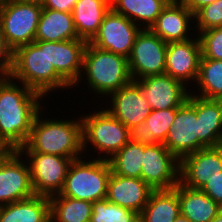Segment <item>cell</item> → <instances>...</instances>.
Wrapping results in <instances>:
<instances>
[{
    "label": "cell",
    "instance_id": "cell-1",
    "mask_svg": "<svg viewBox=\"0 0 222 222\" xmlns=\"http://www.w3.org/2000/svg\"><path fill=\"white\" fill-rule=\"evenodd\" d=\"M0 76V135L17 151L25 145L40 110L42 94L22 85V89ZM6 79V80H5Z\"/></svg>",
    "mask_w": 222,
    "mask_h": 222
},
{
    "label": "cell",
    "instance_id": "cell-2",
    "mask_svg": "<svg viewBox=\"0 0 222 222\" xmlns=\"http://www.w3.org/2000/svg\"><path fill=\"white\" fill-rule=\"evenodd\" d=\"M7 75L42 95L70 86L50 64L49 41H34L16 49Z\"/></svg>",
    "mask_w": 222,
    "mask_h": 222
},
{
    "label": "cell",
    "instance_id": "cell-3",
    "mask_svg": "<svg viewBox=\"0 0 222 222\" xmlns=\"http://www.w3.org/2000/svg\"><path fill=\"white\" fill-rule=\"evenodd\" d=\"M71 121L39 120L37 114L31 128L29 138L24 146L27 152L52 154L61 157L78 159L77 155L83 150L82 123Z\"/></svg>",
    "mask_w": 222,
    "mask_h": 222
},
{
    "label": "cell",
    "instance_id": "cell-4",
    "mask_svg": "<svg viewBox=\"0 0 222 222\" xmlns=\"http://www.w3.org/2000/svg\"><path fill=\"white\" fill-rule=\"evenodd\" d=\"M82 67L91 88L102 94H111L132 81L126 57L101 50L87 42Z\"/></svg>",
    "mask_w": 222,
    "mask_h": 222
},
{
    "label": "cell",
    "instance_id": "cell-5",
    "mask_svg": "<svg viewBox=\"0 0 222 222\" xmlns=\"http://www.w3.org/2000/svg\"><path fill=\"white\" fill-rule=\"evenodd\" d=\"M111 172L108 158L86 163L75 159L69 166L60 194L92 203L105 199Z\"/></svg>",
    "mask_w": 222,
    "mask_h": 222
},
{
    "label": "cell",
    "instance_id": "cell-6",
    "mask_svg": "<svg viewBox=\"0 0 222 222\" xmlns=\"http://www.w3.org/2000/svg\"><path fill=\"white\" fill-rule=\"evenodd\" d=\"M41 10L40 3L15 0H10L0 9L3 36L12 52L35 41Z\"/></svg>",
    "mask_w": 222,
    "mask_h": 222
},
{
    "label": "cell",
    "instance_id": "cell-7",
    "mask_svg": "<svg viewBox=\"0 0 222 222\" xmlns=\"http://www.w3.org/2000/svg\"><path fill=\"white\" fill-rule=\"evenodd\" d=\"M81 123L83 148L89 140L98 150L114 155L130 141V129L107 110L86 116Z\"/></svg>",
    "mask_w": 222,
    "mask_h": 222
},
{
    "label": "cell",
    "instance_id": "cell-8",
    "mask_svg": "<svg viewBox=\"0 0 222 222\" xmlns=\"http://www.w3.org/2000/svg\"><path fill=\"white\" fill-rule=\"evenodd\" d=\"M141 29L127 58L132 80L165 73L167 43L150 29Z\"/></svg>",
    "mask_w": 222,
    "mask_h": 222
},
{
    "label": "cell",
    "instance_id": "cell-9",
    "mask_svg": "<svg viewBox=\"0 0 222 222\" xmlns=\"http://www.w3.org/2000/svg\"><path fill=\"white\" fill-rule=\"evenodd\" d=\"M134 21L113 11L105 14L98 33L89 42L101 50L129 57L140 28Z\"/></svg>",
    "mask_w": 222,
    "mask_h": 222
},
{
    "label": "cell",
    "instance_id": "cell-10",
    "mask_svg": "<svg viewBox=\"0 0 222 222\" xmlns=\"http://www.w3.org/2000/svg\"><path fill=\"white\" fill-rule=\"evenodd\" d=\"M31 158L30 174L35 195L51 197L63 189L72 158L27 152Z\"/></svg>",
    "mask_w": 222,
    "mask_h": 222
},
{
    "label": "cell",
    "instance_id": "cell-11",
    "mask_svg": "<svg viewBox=\"0 0 222 222\" xmlns=\"http://www.w3.org/2000/svg\"><path fill=\"white\" fill-rule=\"evenodd\" d=\"M179 161L163 143L145 145L141 179L153 190L172 189L180 182Z\"/></svg>",
    "mask_w": 222,
    "mask_h": 222
},
{
    "label": "cell",
    "instance_id": "cell-12",
    "mask_svg": "<svg viewBox=\"0 0 222 222\" xmlns=\"http://www.w3.org/2000/svg\"><path fill=\"white\" fill-rule=\"evenodd\" d=\"M167 149L179 160L199 150V127L196 109L186 101L177 108L165 142Z\"/></svg>",
    "mask_w": 222,
    "mask_h": 222
},
{
    "label": "cell",
    "instance_id": "cell-13",
    "mask_svg": "<svg viewBox=\"0 0 222 222\" xmlns=\"http://www.w3.org/2000/svg\"><path fill=\"white\" fill-rule=\"evenodd\" d=\"M179 165L180 183L201 189L208 179L222 172V151L218 147L204 148L182 157Z\"/></svg>",
    "mask_w": 222,
    "mask_h": 222
},
{
    "label": "cell",
    "instance_id": "cell-14",
    "mask_svg": "<svg viewBox=\"0 0 222 222\" xmlns=\"http://www.w3.org/2000/svg\"><path fill=\"white\" fill-rule=\"evenodd\" d=\"M134 81L139 85L152 110L178 108L188 100L190 95L185 91L182 82L166 73Z\"/></svg>",
    "mask_w": 222,
    "mask_h": 222
},
{
    "label": "cell",
    "instance_id": "cell-15",
    "mask_svg": "<svg viewBox=\"0 0 222 222\" xmlns=\"http://www.w3.org/2000/svg\"><path fill=\"white\" fill-rule=\"evenodd\" d=\"M21 153L15 151L7 160L0 163V203L17 202L35 195L30 167L20 162Z\"/></svg>",
    "mask_w": 222,
    "mask_h": 222
},
{
    "label": "cell",
    "instance_id": "cell-16",
    "mask_svg": "<svg viewBox=\"0 0 222 222\" xmlns=\"http://www.w3.org/2000/svg\"><path fill=\"white\" fill-rule=\"evenodd\" d=\"M111 94L113 108L107 111L128 129L144 123L152 111L148 100L134 80Z\"/></svg>",
    "mask_w": 222,
    "mask_h": 222
},
{
    "label": "cell",
    "instance_id": "cell-17",
    "mask_svg": "<svg viewBox=\"0 0 222 222\" xmlns=\"http://www.w3.org/2000/svg\"><path fill=\"white\" fill-rule=\"evenodd\" d=\"M152 191L153 189L141 178L125 177L111 172L106 199L140 214Z\"/></svg>",
    "mask_w": 222,
    "mask_h": 222
},
{
    "label": "cell",
    "instance_id": "cell-18",
    "mask_svg": "<svg viewBox=\"0 0 222 222\" xmlns=\"http://www.w3.org/2000/svg\"><path fill=\"white\" fill-rule=\"evenodd\" d=\"M200 58L199 39L167 43L165 73L182 83L197 79Z\"/></svg>",
    "mask_w": 222,
    "mask_h": 222
},
{
    "label": "cell",
    "instance_id": "cell-19",
    "mask_svg": "<svg viewBox=\"0 0 222 222\" xmlns=\"http://www.w3.org/2000/svg\"><path fill=\"white\" fill-rule=\"evenodd\" d=\"M87 42L83 39L67 41H49L50 64L56 72L71 86L78 83L83 53Z\"/></svg>",
    "mask_w": 222,
    "mask_h": 222
},
{
    "label": "cell",
    "instance_id": "cell-20",
    "mask_svg": "<svg viewBox=\"0 0 222 222\" xmlns=\"http://www.w3.org/2000/svg\"><path fill=\"white\" fill-rule=\"evenodd\" d=\"M187 101L196 109L199 150L217 147L222 134V100L189 95Z\"/></svg>",
    "mask_w": 222,
    "mask_h": 222
},
{
    "label": "cell",
    "instance_id": "cell-21",
    "mask_svg": "<svg viewBox=\"0 0 222 222\" xmlns=\"http://www.w3.org/2000/svg\"><path fill=\"white\" fill-rule=\"evenodd\" d=\"M194 14L181 0H170L150 30L166 43L187 41L188 21Z\"/></svg>",
    "mask_w": 222,
    "mask_h": 222
},
{
    "label": "cell",
    "instance_id": "cell-22",
    "mask_svg": "<svg viewBox=\"0 0 222 222\" xmlns=\"http://www.w3.org/2000/svg\"><path fill=\"white\" fill-rule=\"evenodd\" d=\"M181 215L190 222H210L222 208L200 189L177 184Z\"/></svg>",
    "mask_w": 222,
    "mask_h": 222
},
{
    "label": "cell",
    "instance_id": "cell-23",
    "mask_svg": "<svg viewBox=\"0 0 222 222\" xmlns=\"http://www.w3.org/2000/svg\"><path fill=\"white\" fill-rule=\"evenodd\" d=\"M78 39L73 15L54 9L42 8L35 41H67Z\"/></svg>",
    "mask_w": 222,
    "mask_h": 222
},
{
    "label": "cell",
    "instance_id": "cell-24",
    "mask_svg": "<svg viewBox=\"0 0 222 222\" xmlns=\"http://www.w3.org/2000/svg\"><path fill=\"white\" fill-rule=\"evenodd\" d=\"M0 222H51L49 197H32L0 204Z\"/></svg>",
    "mask_w": 222,
    "mask_h": 222
},
{
    "label": "cell",
    "instance_id": "cell-25",
    "mask_svg": "<svg viewBox=\"0 0 222 222\" xmlns=\"http://www.w3.org/2000/svg\"><path fill=\"white\" fill-rule=\"evenodd\" d=\"M110 8V0H78L72 11L78 38L90 42Z\"/></svg>",
    "mask_w": 222,
    "mask_h": 222
},
{
    "label": "cell",
    "instance_id": "cell-26",
    "mask_svg": "<svg viewBox=\"0 0 222 222\" xmlns=\"http://www.w3.org/2000/svg\"><path fill=\"white\" fill-rule=\"evenodd\" d=\"M177 108L152 110L144 123L130 129V140L144 145L164 143Z\"/></svg>",
    "mask_w": 222,
    "mask_h": 222
},
{
    "label": "cell",
    "instance_id": "cell-27",
    "mask_svg": "<svg viewBox=\"0 0 222 222\" xmlns=\"http://www.w3.org/2000/svg\"><path fill=\"white\" fill-rule=\"evenodd\" d=\"M181 215L177 185L172 189L153 190L139 217L143 222H174Z\"/></svg>",
    "mask_w": 222,
    "mask_h": 222
},
{
    "label": "cell",
    "instance_id": "cell-28",
    "mask_svg": "<svg viewBox=\"0 0 222 222\" xmlns=\"http://www.w3.org/2000/svg\"><path fill=\"white\" fill-rule=\"evenodd\" d=\"M49 197L51 222H90L93 203L56 194Z\"/></svg>",
    "mask_w": 222,
    "mask_h": 222
},
{
    "label": "cell",
    "instance_id": "cell-29",
    "mask_svg": "<svg viewBox=\"0 0 222 222\" xmlns=\"http://www.w3.org/2000/svg\"><path fill=\"white\" fill-rule=\"evenodd\" d=\"M170 0H110L111 9L131 21H146L150 27L156 22L163 8ZM134 16V19L132 18ZM136 17V18H135ZM133 19V20H132Z\"/></svg>",
    "mask_w": 222,
    "mask_h": 222
},
{
    "label": "cell",
    "instance_id": "cell-30",
    "mask_svg": "<svg viewBox=\"0 0 222 222\" xmlns=\"http://www.w3.org/2000/svg\"><path fill=\"white\" fill-rule=\"evenodd\" d=\"M145 145L130 140L108 161L112 173L125 177L141 178Z\"/></svg>",
    "mask_w": 222,
    "mask_h": 222
},
{
    "label": "cell",
    "instance_id": "cell-31",
    "mask_svg": "<svg viewBox=\"0 0 222 222\" xmlns=\"http://www.w3.org/2000/svg\"><path fill=\"white\" fill-rule=\"evenodd\" d=\"M201 98L222 100V60L200 58L197 79Z\"/></svg>",
    "mask_w": 222,
    "mask_h": 222
},
{
    "label": "cell",
    "instance_id": "cell-32",
    "mask_svg": "<svg viewBox=\"0 0 222 222\" xmlns=\"http://www.w3.org/2000/svg\"><path fill=\"white\" fill-rule=\"evenodd\" d=\"M138 218L137 212L113 204L105 198L93 203L90 222H134Z\"/></svg>",
    "mask_w": 222,
    "mask_h": 222
},
{
    "label": "cell",
    "instance_id": "cell-33",
    "mask_svg": "<svg viewBox=\"0 0 222 222\" xmlns=\"http://www.w3.org/2000/svg\"><path fill=\"white\" fill-rule=\"evenodd\" d=\"M199 41L201 57L222 60V26L202 31Z\"/></svg>",
    "mask_w": 222,
    "mask_h": 222
},
{
    "label": "cell",
    "instance_id": "cell-34",
    "mask_svg": "<svg viewBox=\"0 0 222 222\" xmlns=\"http://www.w3.org/2000/svg\"><path fill=\"white\" fill-rule=\"evenodd\" d=\"M194 17L198 20V28L205 31L222 26V0H217L200 8Z\"/></svg>",
    "mask_w": 222,
    "mask_h": 222
},
{
    "label": "cell",
    "instance_id": "cell-35",
    "mask_svg": "<svg viewBox=\"0 0 222 222\" xmlns=\"http://www.w3.org/2000/svg\"><path fill=\"white\" fill-rule=\"evenodd\" d=\"M222 208V172L206 182L200 189Z\"/></svg>",
    "mask_w": 222,
    "mask_h": 222
},
{
    "label": "cell",
    "instance_id": "cell-36",
    "mask_svg": "<svg viewBox=\"0 0 222 222\" xmlns=\"http://www.w3.org/2000/svg\"><path fill=\"white\" fill-rule=\"evenodd\" d=\"M12 58H13V52L8 47L5 41V38L3 36V30L0 24V59H1L0 74H2V76L8 74L11 67Z\"/></svg>",
    "mask_w": 222,
    "mask_h": 222
},
{
    "label": "cell",
    "instance_id": "cell-37",
    "mask_svg": "<svg viewBox=\"0 0 222 222\" xmlns=\"http://www.w3.org/2000/svg\"><path fill=\"white\" fill-rule=\"evenodd\" d=\"M78 0H42V8L72 13Z\"/></svg>",
    "mask_w": 222,
    "mask_h": 222
},
{
    "label": "cell",
    "instance_id": "cell-38",
    "mask_svg": "<svg viewBox=\"0 0 222 222\" xmlns=\"http://www.w3.org/2000/svg\"><path fill=\"white\" fill-rule=\"evenodd\" d=\"M16 149L0 135V163L7 160Z\"/></svg>",
    "mask_w": 222,
    "mask_h": 222
},
{
    "label": "cell",
    "instance_id": "cell-39",
    "mask_svg": "<svg viewBox=\"0 0 222 222\" xmlns=\"http://www.w3.org/2000/svg\"><path fill=\"white\" fill-rule=\"evenodd\" d=\"M184 5L195 14L200 8L213 3L217 0H181Z\"/></svg>",
    "mask_w": 222,
    "mask_h": 222
},
{
    "label": "cell",
    "instance_id": "cell-40",
    "mask_svg": "<svg viewBox=\"0 0 222 222\" xmlns=\"http://www.w3.org/2000/svg\"><path fill=\"white\" fill-rule=\"evenodd\" d=\"M174 222H190L186 217L179 215Z\"/></svg>",
    "mask_w": 222,
    "mask_h": 222
},
{
    "label": "cell",
    "instance_id": "cell-41",
    "mask_svg": "<svg viewBox=\"0 0 222 222\" xmlns=\"http://www.w3.org/2000/svg\"><path fill=\"white\" fill-rule=\"evenodd\" d=\"M210 222H222V210L218 213V215Z\"/></svg>",
    "mask_w": 222,
    "mask_h": 222
},
{
    "label": "cell",
    "instance_id": "cell-42",
    "mask_svg": "<svg viewBox=\"0 0 222 222\" xmlns=\"http://www.w3.org/2000/svg\"><path fill=\"white\" fill-rule=\"evenodd\" d=\"M18 2H29V3H42V0H15Z\"/></svg>",
    "mask_w": 222,
    "mask_h": 222
},
{
    "label": "cell",
    "instance_id": "cell-43",
    "mask_svg": "<svg viewBox=\"0 0 222 222\" xmlns=\"http://www.w3.org/2000/svg\"><path fill=\"white\" fill-rule=\"evenodd\" d=\"M10 0H0V9H2Z\"/></svg>",
    "mask_w": 222,
    "mask_h": 222
},
{
    "label": "cell",
    "instance_id": "cell-44",
    "mask_svg": "<svg viewBox=\"0 0 222 222\" xmlns=\"http://www.w3.org/2000/svg\"><path fill=\"white\" fill-rule=\"evenodd\" d=\"M217 147L222 151V134H221V137L219 139V143H218Z\"/></svg>",
    "mask_w": 222,
    "mask_h": 222
},
{
    "label": "cell",
    "instance_id": "cell-45",
    "mask_svg": "<svg viewBox=\"0 0 222 222\" xmlns=\"http://www.w3.org/2000/svg\"><path fill=\"white\" fill-rule=\"evenodd\" d=\"M134 222H143V220L139 217L137 220H135Z\"/></svg>",
    "mask_w": 222,
    "mask_h": 222
}]
</instances>
